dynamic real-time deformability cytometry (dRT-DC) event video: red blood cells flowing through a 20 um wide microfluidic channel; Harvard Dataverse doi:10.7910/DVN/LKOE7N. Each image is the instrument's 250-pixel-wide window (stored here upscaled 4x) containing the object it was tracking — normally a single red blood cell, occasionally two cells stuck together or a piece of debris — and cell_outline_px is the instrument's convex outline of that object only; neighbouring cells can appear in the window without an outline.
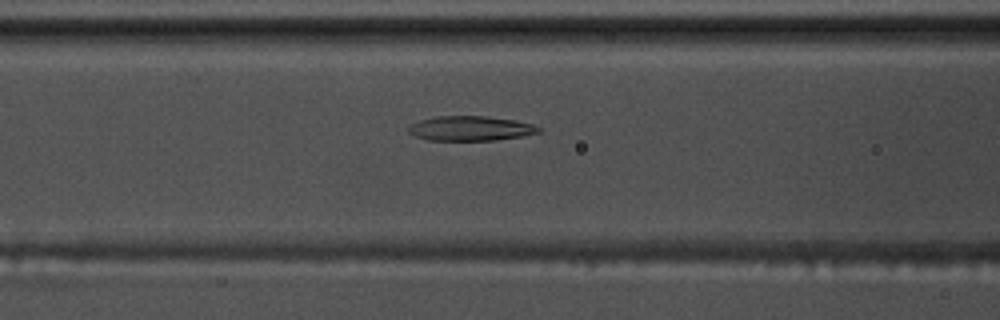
{"species": "common noctule bat (a hibernating species)", "species_latin": "Nyctalus noctula", "temperature_condition": "warm", "stored_images_in_passage": 43, "camera_frame_rate_fps": 3000, "um_per_image_px": 0.085, "animal": {"sex": "male", "body_mass_g": 17.5, "forearm_length_mm": 52.3}, "frame": {"image": 1, "passage_image": 10, "time_ms": 3.0, "image_size_px": [1000, 320], "cell_outline_px": [[540, 132], [524, 136], [496, 140], [428, 140], [416, 136], [408, 132], [408, 128], [412, 124], [420, 120], [436, 116], [484, 116], [516, 120], [532, 124], [540, 128]], "centroid_in_image_um": [40.01, 10.91], "position_along_channel_um": 126.6, "area_um2": 18.67}}
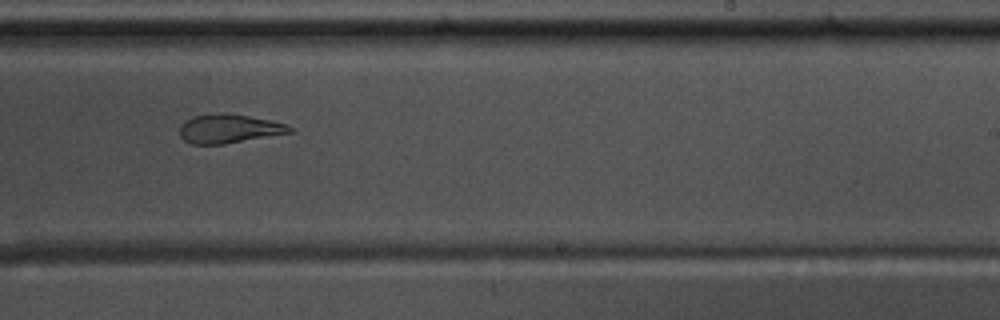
{"frame": {"image": 2, "passage_image": 22, "time_ms": 7.0, "image_size_px": [1000, 320], "cell_outline_px": [[292, 132], [224, 144], [192, 144], [184, 140], [180, 136], [180, 124], [184, 120], [192, 116], [220, 112], [224, 112], [248, 116], [268, 120], [284, 124], [292, 128]], "centroid_in_image_um": [19.38, 10.93], "position_along_channel_um": 269.6, "area_um2": 18.44}}
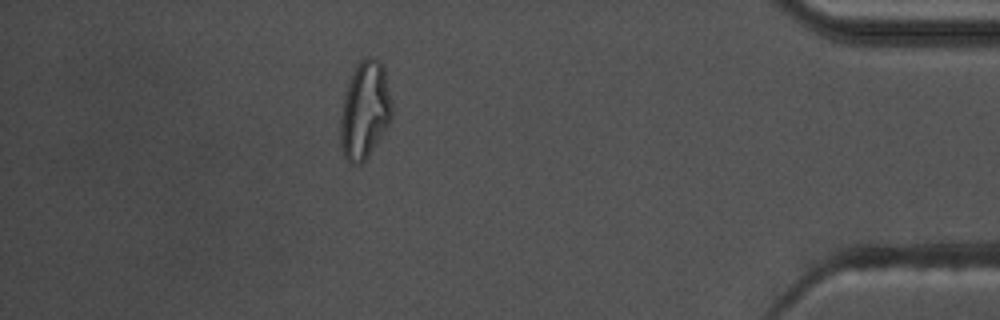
{"frame": {"image": 3, "passage_image": 37, "time_ms": 12.0, "image_size_px": [1000, 320], "cell_outline_px": [[392, 116], [388, 124], [368, 156], [360, 164], [352, 164], [344, 156], [340, 144], [340, 116], [344, 96], [352, 72], [356, 64], [364, 56], [372, 56], [380, 60], [384, 68], [392, 104]], "centroid_in_image_um": [31.0, 9.33], "position_along_channel_um": 404.2, "area_um2": 29.25}, "authors_computed_cell_mechanics": {"area_um2": 19.5364, "velocity_mm_per_s": 3.5895, "shape_relaxation_time_tau1_ms": null, "shape_relaxation_time_tau2_ms": 3.3962, "deformation_change_tau1": null, "deformation_change_tau2": 0.1198}}